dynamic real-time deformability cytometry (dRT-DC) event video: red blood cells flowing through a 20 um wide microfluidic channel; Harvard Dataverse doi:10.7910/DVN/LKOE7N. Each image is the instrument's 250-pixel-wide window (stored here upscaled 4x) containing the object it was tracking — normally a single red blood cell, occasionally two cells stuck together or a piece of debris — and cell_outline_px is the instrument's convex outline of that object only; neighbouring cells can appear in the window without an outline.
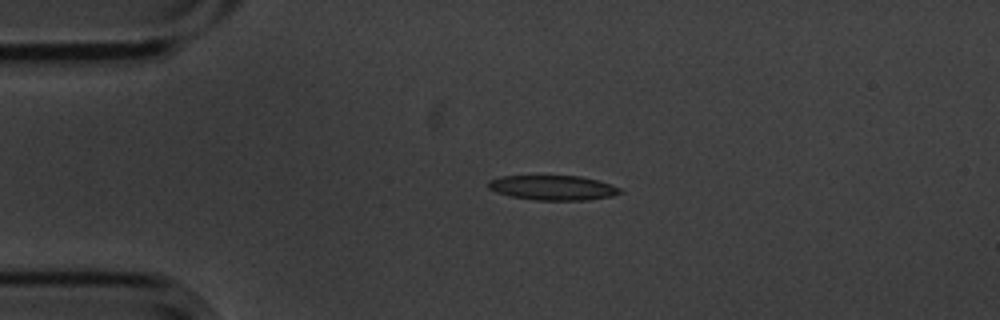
{"species": "common noctule bat (a hibernating species)", "species_latin": "Nyctalus noctula", "temperature_condition": "cold", "stored_images_in_passage": 3, "camera_frame_rate_fps": 3000, "um_per_image_px": 0.085, "animal": {"sex": "male", "body_mass_g": 20.1, "forearm_length_mm": 53.5}, "frame": {"image": 1, "passage_image": 2, "time_ms": 0.333, "image_size_px": [1000, 320], "cell_outline_px": [[624, 192], [612, 196], [588, 200], [536, 200], [512, 196], [496, 192], [488, 188], [488, 180], [500, 176], [580, 176], [612, 184], [620, 188]], "centroid_in_image_um": [47.01, 15.95], "position_along_channel_um": 38.0, "area_um2": 19.02}}